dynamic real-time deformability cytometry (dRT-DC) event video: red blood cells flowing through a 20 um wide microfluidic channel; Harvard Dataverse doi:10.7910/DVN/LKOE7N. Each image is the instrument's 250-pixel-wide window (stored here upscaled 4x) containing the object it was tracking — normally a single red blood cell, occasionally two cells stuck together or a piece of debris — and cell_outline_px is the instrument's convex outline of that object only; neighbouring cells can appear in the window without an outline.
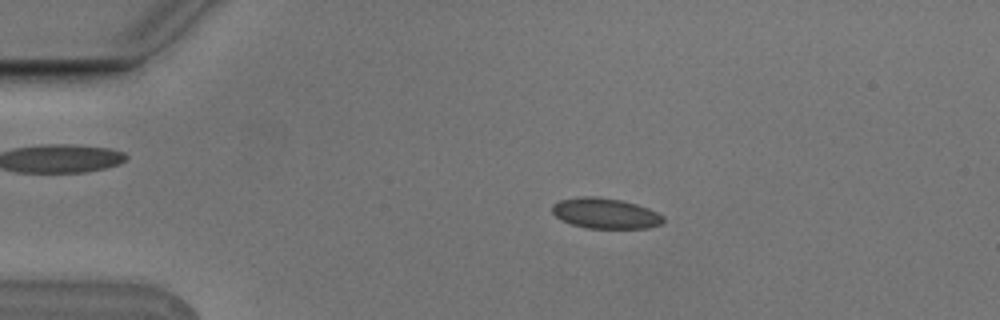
{"species": "Egyptian fruit bat (a non-hibernating species)", "species_latin": "Rousettus aegyptiacus", "temperature_condition": "cold", "stored_images_in_passage": 4, "camera_frame_rate_fps": 3000, "um_per_image_px": 0.085, "animal": {"sex": "male"}, "frame": {"image": 1, "passage_image": 2, "time_ms": 0.333, "image_size_px": [1000, 320], "cell_outline_px": [[664, 220], [660, 224], [648, 228], [584, 228], [560, 220], [552, 212], [552, 204], [560, 200], [580, 196], [596, 196], [620, 200], [636, 204], [648, 208], [664, 216]], "centroid_in_image_um": [51.43, 18.13], "position_along_channel_um": 33.6, "area_um2": 19.77}}
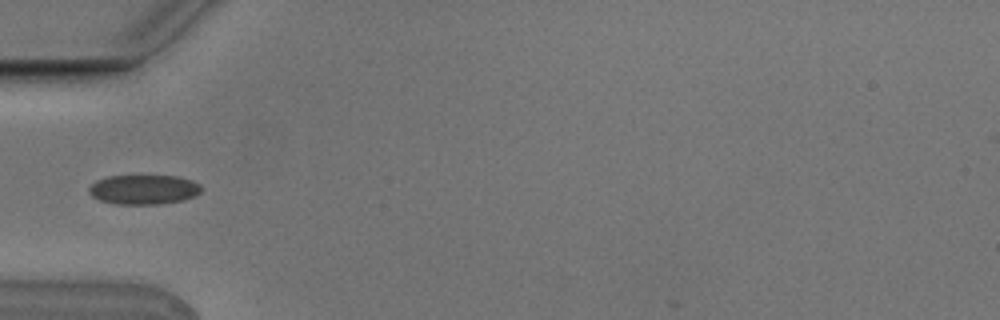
{"frame": {"image": 2, "passage_image": 4, "time_ms": 1.0, "image_size_px": [1000, 320], "cell_outline_px": [[200, 192], [184, 200], [160, 204], [116, 204], [100, 200], [92, 196], [88, 192], [88, 188], [96, 180], [108, 176], [176, 176], [192, 180], [200, 184]], "centroid_in_image_um": [12.19, 16.11], "position_along_channel_um": 72.8, "area_um2": 19.31}}